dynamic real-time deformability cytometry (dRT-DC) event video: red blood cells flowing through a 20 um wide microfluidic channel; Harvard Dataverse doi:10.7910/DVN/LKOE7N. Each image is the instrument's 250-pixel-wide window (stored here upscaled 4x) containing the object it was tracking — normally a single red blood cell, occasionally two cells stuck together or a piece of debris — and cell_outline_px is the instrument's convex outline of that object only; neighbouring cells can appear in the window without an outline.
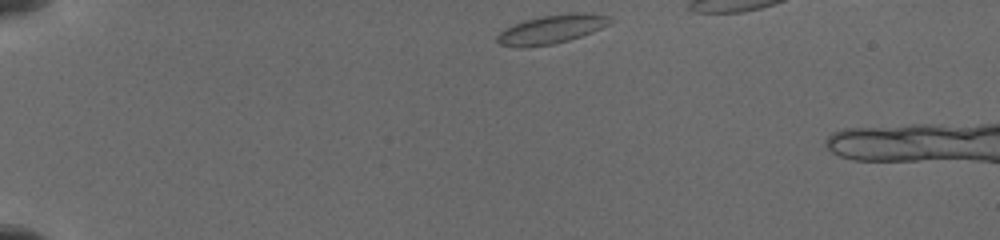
{"species": "common noctule bat (a hibernating species)", "species_latin": "Nyctalus noctula", "temperature_condition": "cold", "stored_images_in_passage": 9, "camera_frame_rate_fps": 3000, "um_per_image_px": 0.085, "animal": {"sex": "female", "body_mass_g": 19.5, "forearm_length_mm": 54.1}, "frame": {"image": 1, "passage_image": 1, "time_ms": 0.0, "image_size_px": [1000, 240], "cell_outline_px": [[612, 20], [608, 24], [592, 32], [556, 44], [524, 48], [516, 48], [500, 44], [496, 40], [496, 36], [504, 28], [524, 20], [544, 16], [572, 12], [584, 12], [612, 16]], "centroid_in_image_um": [46.85, 2.49], "position_along_channel_um": 38.1, "area_um2": 19.07}}
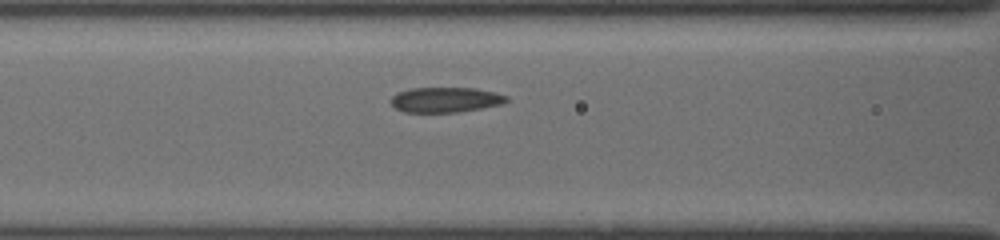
{"frame": {"image": 2, "passage_image": 6, "time_ms": 4.0, "image_size_px": [1000, 240], "cell_outline_px": [[508, 100], [504, 104], [456, 112], [404, 112], [396, 108], [388, 100], [396, 92], [408, 88], [476, 88], [496, 92], [508, 96]], "centroid_in_image_um": [37.85, 8.47], "position_along_channel_um": 128.7, "area_um2": 17.11}}
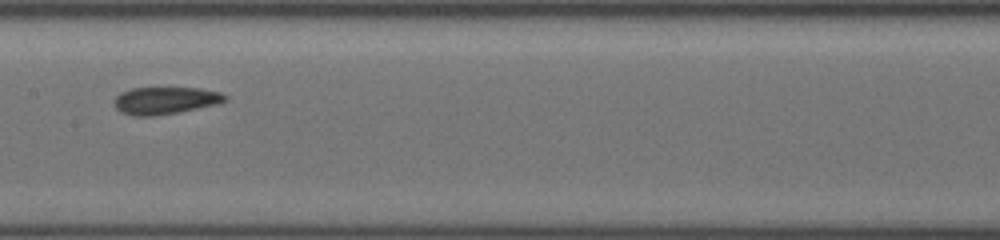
{"frame": {"image": 3, "passage_image": 8, "time_ms": 5.667, "image_size_px": [1000, 240], "cell_outline_px": [[228, 100], [216, 104], [176, 112], [152, 116], [136, 116], [120, 112], [116, 108], [112, 100], [120, 92], [132, 88], [200, 88], [220, 92], [228, 96]], "centroid_in_image_um": [14.02, 8.53], "position_along_channel_um": 193.4, "area_um2": 17.57}}